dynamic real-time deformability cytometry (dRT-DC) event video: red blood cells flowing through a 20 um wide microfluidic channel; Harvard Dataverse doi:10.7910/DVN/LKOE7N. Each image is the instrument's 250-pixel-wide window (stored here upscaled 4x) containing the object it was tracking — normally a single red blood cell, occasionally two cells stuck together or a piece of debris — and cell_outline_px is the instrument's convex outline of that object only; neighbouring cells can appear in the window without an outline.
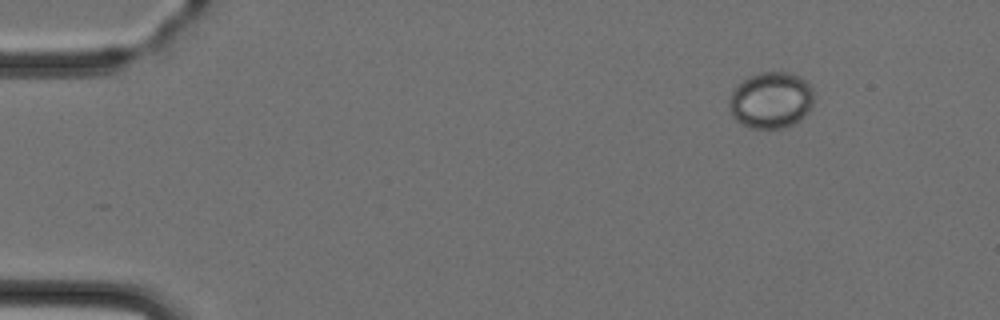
{"species": "Egyptian fruit bat (a non-hibernating species)", "species_latin": "Rousettus aegyptiacus", "temperature_condition": "cold", "stored_images_in_passage": 6, "camera_frame_rate_fps": 3000, "um_per_image_px": 0.085, "animal": {"sex": "female"}, "frame": {"image": 1, "passage_image": 1, "time_ms": 0.0, "image_size_px": [1000, 320], "cell_outline_px": [[812, 104], [808, 112], [800, 120], [792, 124], [780, 128], [752, 128], [740, 124], [732, 116], [728, 104], [728, 100], [732, 92], [744, 80], [760, 72], [788, 72], [812, 84]], "centroid_in_image_um": [65.52, 8.53], "position_along_channel_um": 19.5, "area_um2": 27.63}}
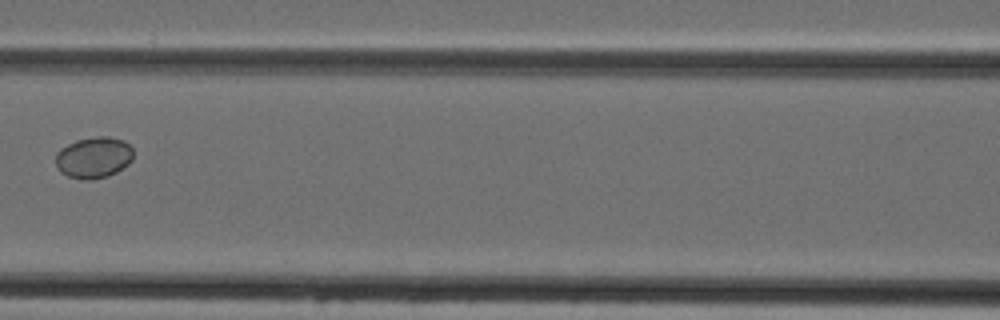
{"frame": {"image": 2, "passage_image": 6, "time_ms": 5.667, "image_size_px": [1000, 320], "cell_outline_px": [[132, 160], [128, 164], [116, 172], [108, 176], [92, 180], [84, 180], [68, 176], [60, 172], [56, 164], [56, 152], [60, 148], [76, 140], [96, 136], [108, 136], [124, 140], [132, 148]], "centroid_in_image_um": [7.96, 13.38], "position_along_channel_um": 158.6, "area_um2": 18.79}}